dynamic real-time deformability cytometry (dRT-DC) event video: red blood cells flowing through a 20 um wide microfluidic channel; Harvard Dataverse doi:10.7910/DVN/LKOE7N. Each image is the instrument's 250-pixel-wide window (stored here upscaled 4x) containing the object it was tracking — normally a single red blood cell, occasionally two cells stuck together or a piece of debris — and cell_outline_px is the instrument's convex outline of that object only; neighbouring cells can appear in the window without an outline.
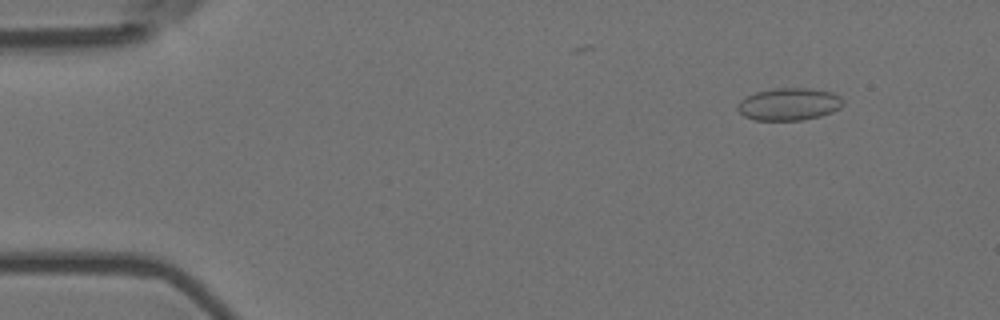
{"species": "Egyptian fruit bat (a non-hibernating species)", "species_latin": "Rousettus aegyptiacus", "temperature_condition": "room temperature", "stored_images_in_passage": 5, "camera_frame_rate_fps": 3000, "um_per_image_px": 0.085, "animal": {"sex": "female"}, "frame": {"image": 1, "passage_image": 2, "time_ms": 0.333, "image_size_px": [1000, 320], "cell_outline_px": [[844, 104], [840, 108], [832, 112], [820, 116], [800, 120], [756, 120], [744, 116], [736, 108], [736, 104], [740, 100], [756, 92], [772, 88], [808, 88], [832, 92], [840, 96], [844, 100]], "centroid_in_image_um": [67.07, 8.85], "position_along_channel_um": 17.9, "area_um2": 20.0}}
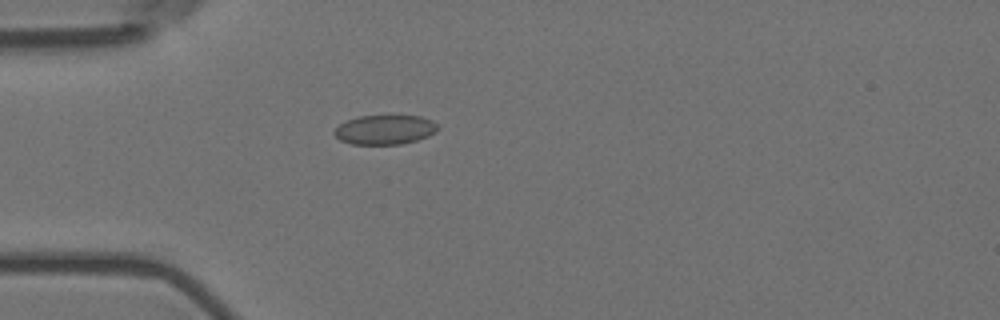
{"frame": {"image": 2, "passage_image": 4, "time_ms": 1.0, "image_size_px": [1000, 320], "cell_outline_px": [[440, 128], [436, 132], [428, 136], [416, 140], [400, 144], [352, 144], [340, 140], [332, 132], [340, 124], [348, 120], [360, 116], [420, 116], [432, 120]], "centroid_in_image_um": [32.73, 11.02], "position_along_channel_um": 52.3, "area_um2": 17.63}}